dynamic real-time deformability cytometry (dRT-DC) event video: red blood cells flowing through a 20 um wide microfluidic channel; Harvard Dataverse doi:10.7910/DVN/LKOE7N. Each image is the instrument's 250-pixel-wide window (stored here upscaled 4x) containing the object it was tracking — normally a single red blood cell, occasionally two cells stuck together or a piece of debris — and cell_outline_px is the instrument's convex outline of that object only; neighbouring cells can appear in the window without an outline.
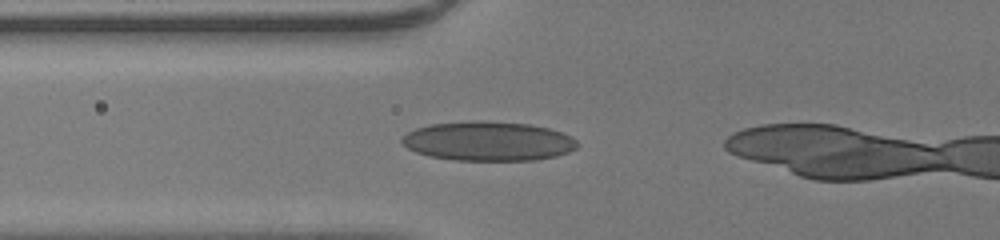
{"species": "human", "species_latin": "Homo sapiens", "temperature_condition": "room temperature", "stored_images_in_passage": 31, "camera_frame_rate_fps": 3000, "um_per_image_px": 0.085, "donor": {"sex": "male"}, "frame": {"image": 1, "passage_image": 9, "time_ms": 2.667, "image_size_px": [1000, 240], "cell_outline_px": [[580, 144], [576, 148], [568, 152], [556, 156], [532, 160], [452, 160], [432, 156], [416, 152], [408, 148], [400, 140], [408, 132], [416, 128], [428, 124], [476, 120], [480, 120], [528, 124], [548, 128], [572, 136]], "centroid_in_image_um": [41.51, 11.99], "position_along_channel_um": 84.3, "area_um2": 40.17}}
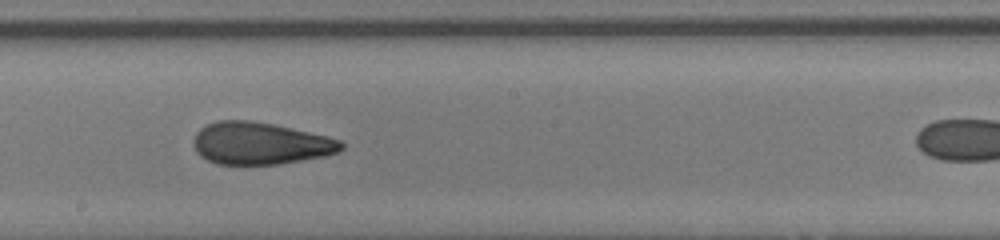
{"frame": {"image": 2, "passage_image": 19, "time_ms": 6.0, "image_size_px": [1000, 240], "cell_outline_px": [[344, 148], [340, 152], [324, 156], [280, 164], [216, 164], [200, 156], [196, 152], [192, 140], [196, 132], [200, 128], [216, 120], [252, 120], [292, 128], [328, 136], [340, 140], [344, 144]], "centroid_in_image_um": [22.11, 12.18], "position_along_channel_um": 226.1, "area_um2": 36.53}}
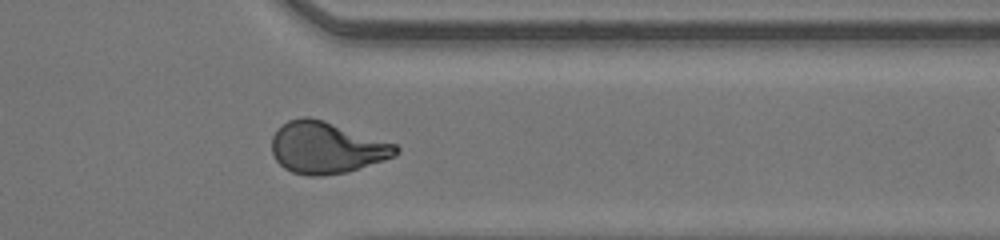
{"frame": {"image": 3, "passage_image": 30, "time_ms": 9.667, "image_size_px": [1000, 240], "cell_outline_px": [[400, 152], [384, 160], [348, 172], [320, 176], [308, 176], [292, 172], [284, 168], [276, 160], [272, 152], [272, 136], [288, 120], [300, 116], [308, 116], [324, 120], [396, 144], [400, 148]], "centroid_in_image_um": [27.75, 12.55], "position_along_channel_um": 383.6, "area_um2": 37.34}}